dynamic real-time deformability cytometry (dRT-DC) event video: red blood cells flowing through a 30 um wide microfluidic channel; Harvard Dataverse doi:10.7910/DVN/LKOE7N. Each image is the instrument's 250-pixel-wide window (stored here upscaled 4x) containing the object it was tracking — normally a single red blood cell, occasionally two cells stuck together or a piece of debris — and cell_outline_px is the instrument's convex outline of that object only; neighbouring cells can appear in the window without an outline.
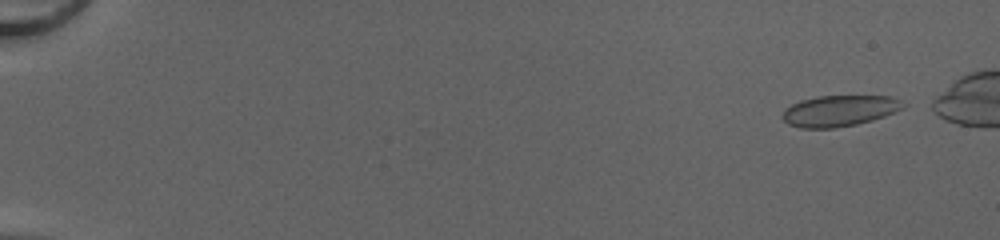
{"species": "common noctule bat (a hibernating species)", "species_latin": "Nyctalus noctula", "temperature_condition": "cold", "stored_images_in_passage": 47, "camera_frame_rate_fps": 3000, "um_per_image_px": 0.085, "animal": {"sex": "female", "body_mass_g": 20.0, "forearm_length_mm": 54.0}, "frame": {"image": 1, "passage_image": 3, "time_ms": 0.667, "image_size_px": [1000, 240], "cell_outline_px": [[908, 104], [904, 108], [884, 116], [872, 120], [856, 124], [832, 128], [800, 128], [788, 124], [780, 116], [784, 108], [800, 100], [816, 96], [892, 96]], "centroid_in_image_um": [71.33, 9.41], "position_along_channel_um": 13.7, "area_um2": 22.02}}
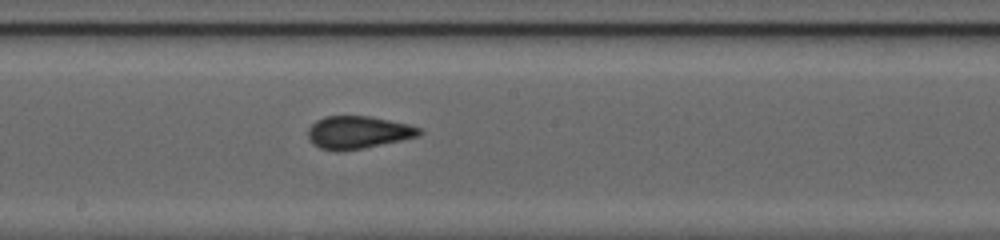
{"frame": {"image": 2, "passage_image": 29, "time_ms": 9.333, "image_size_px": [1000, 240], "cell_outline_px": [[424, 132], [420, 136], [364, 148], [340, 152], [336, 152], [320, 148], [312, 144], [308, 136], [308, 128], [316, 120], [324, 116], [368, 116], [408, 124], [420, 128]], "centroid_in_image_um": [30.42, 11.26], "position_along_channel_um": 217.8, "area_um2": 21.33}}
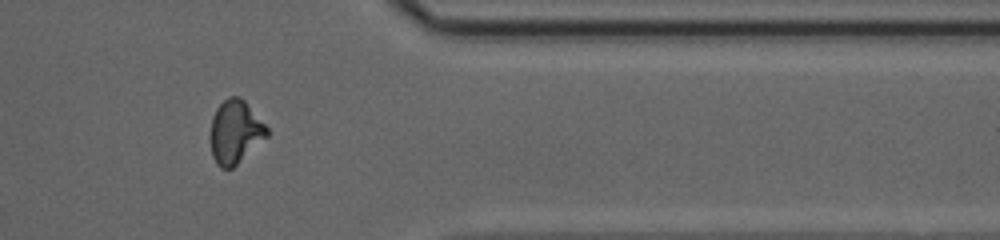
{"frame": {"image": 3, "passage_image": 42, "time_ms": 13.667, "image_size_px": [1000, 240], "cell_outline_px": [[268, 136], [232, 168], [220, 168], [216, 164], [212, 156], [212, 116], [216, 108], [228, 96], [240, 96], [244, 100], [268, 128]], "centroid_in_image_um": [20.0, 11.2], "position_along_channel_um": 391.4, "area_um2": 20.52}}